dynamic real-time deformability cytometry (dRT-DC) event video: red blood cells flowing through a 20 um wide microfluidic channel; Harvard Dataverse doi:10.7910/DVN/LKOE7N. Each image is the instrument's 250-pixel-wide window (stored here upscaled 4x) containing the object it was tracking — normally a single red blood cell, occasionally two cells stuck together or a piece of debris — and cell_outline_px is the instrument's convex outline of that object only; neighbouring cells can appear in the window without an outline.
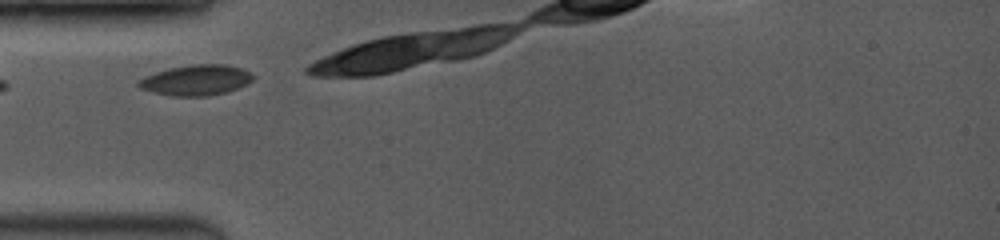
{"species": "common noctule bat (a hibernating species)", "species_latin": "Nyctalus noctula", "temperature_condition": "room temperature", "stored_images_in_passage": 5, "camera_frame_rate_fps": 3500, "um_per_image_px": 0.085, "animal": {"sex": "female", "body_mass_g": 19.0, "forearm_length_mm": 53.3}, "frame": {"image": 1, "passage_image": 1, "time_ms": 0.0, "image_size_px": [1000, 240], "cell_outline_px": [[252, 80], [236, 88], [224, 92], [208, 96], [172, 96], [152, 92], [140, 88], [136, 84], [140, 80], [156, 72], [168, 68], [192, 64], [228, 64], [240, 68], [248, 72], [252, 76]], "centroid_in_image_um": [16.63, 6.81], "position_along_channel_um": 68.4, "area_um2": 20.0}}